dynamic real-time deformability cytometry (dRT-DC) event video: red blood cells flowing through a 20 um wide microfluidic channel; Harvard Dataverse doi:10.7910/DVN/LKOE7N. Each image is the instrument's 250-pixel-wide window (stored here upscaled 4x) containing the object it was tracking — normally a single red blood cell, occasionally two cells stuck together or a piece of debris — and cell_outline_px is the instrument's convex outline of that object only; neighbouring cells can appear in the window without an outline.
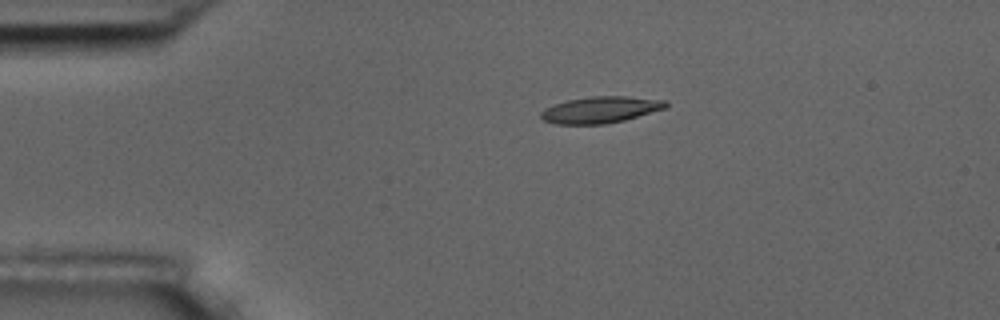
{"species": "common noctule bat (a hibernating species)", "species_latin": "Nyctalus noctula", "temperature_condition": "room temperature", "stored_images_in_passage": 5, "camera_frame_rate_fps": 3000, "um_per_image_px": 0.085, "animal": {"sex": "male", "body_mass_g": 17.5, "forearm_length_mm": 52.3}, "frame": {"image": 1, "passage_image": 2, "time_ms": 1.333, "image_size_px": [1000, 320], "cell_outline_px": [[668, 104], [664, 108], [624, 120], [604, 124], [556, 124], [544, 120], [540, 116], [540, 112], [544, 108], [568, 100], [592, 96], [628, 96], [668, 100]], "centroid_in_image_um": [51.04, 9.32], "position_along_channel_um": 34.0, "area_um2": 19.13}}
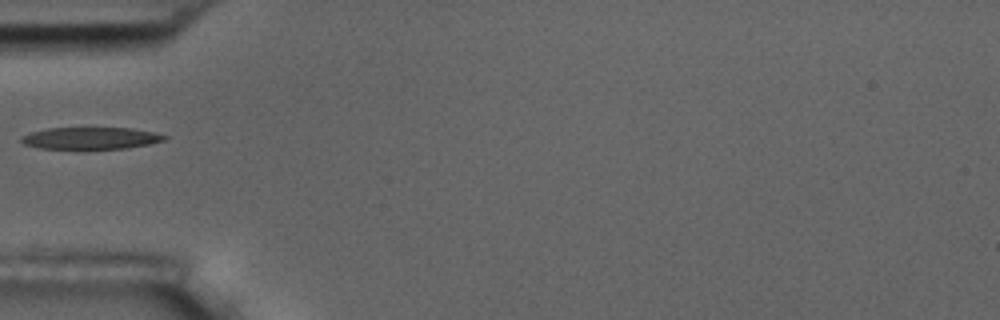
{"frame": {"image": 2, "passage_image": 4, "time_ms": 3.667, "image_size_px": [1000, 320], "cell_outline_px": [[168, 136], [164, 140], [148, 144], [124, 148], [40, 148], [24, 144], [20, 140], [20, 136], [32, 132], [48, 128], [132, 128], [152, 132]], "centroid_in_image_um": [7.68, 11.73], "position_along_channel_um": 77.3, "area_um2": 17.92}}